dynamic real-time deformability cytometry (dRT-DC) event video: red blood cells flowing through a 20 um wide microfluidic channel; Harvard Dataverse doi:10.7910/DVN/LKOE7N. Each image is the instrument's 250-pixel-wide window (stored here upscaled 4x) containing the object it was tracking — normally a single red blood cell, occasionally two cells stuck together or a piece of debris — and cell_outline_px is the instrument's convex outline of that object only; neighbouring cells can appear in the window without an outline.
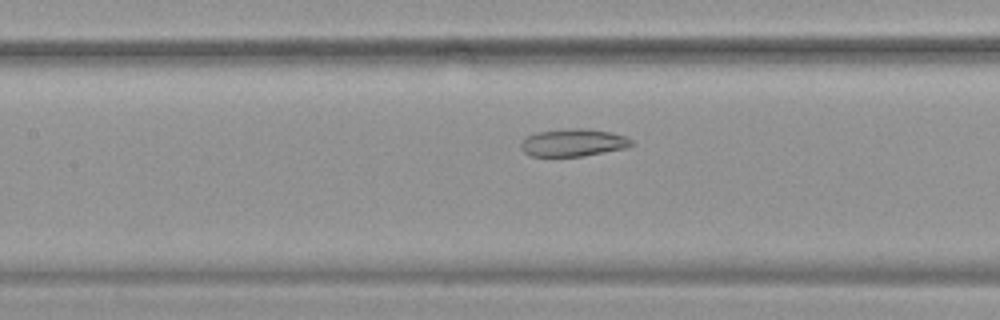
{"species": "common noctule bat (a hibernating species)", "species_latin": "Nyctalus noctula", "temperature_condition": "warm", "stored_images_in_passage": 48, "camera_frame_rate_fps": 3000, "um_per_image_px": 0.085, "animal": {"sex": "female", "body_mass_g": 19.9}, "frame": {"image": 1, "passage_image": 19, "time_ms": 6.0, "image_size_px": [1000, 320], "cell_outline_px": [[632, 144], [624, 148], [584, 156], [532, 156], [524, 152], [520, 148], [520, 144], [528, 136], [536, 132], [572, 128], [588, 128], [612, 132], [624, 136], [632, 140]], "centroid_in_image_um": [48.71, 12.12], "position_along_channel_um": 158.7, "area_um2": 17.63}}
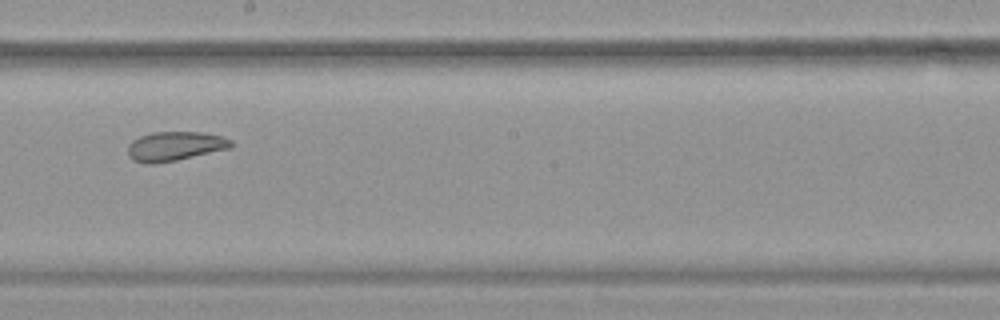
{"frame": {"image": 2, "passage_image": 25, "time_ms": 8.0, "image_size_px": [1000, 320], "cell_outline_px": [[232, 148], [176, 160], [156, 164], [144, 164], [132, 160], [128, 156], [128, 144], [132, 140], [140, 136], [152, 132], [204, 132], [220, 136], [232, 140]], "centroid_in_image_um": [14.84, 12.43], "position_along_channel_um": 233.4, "area_um2": 17.8}}
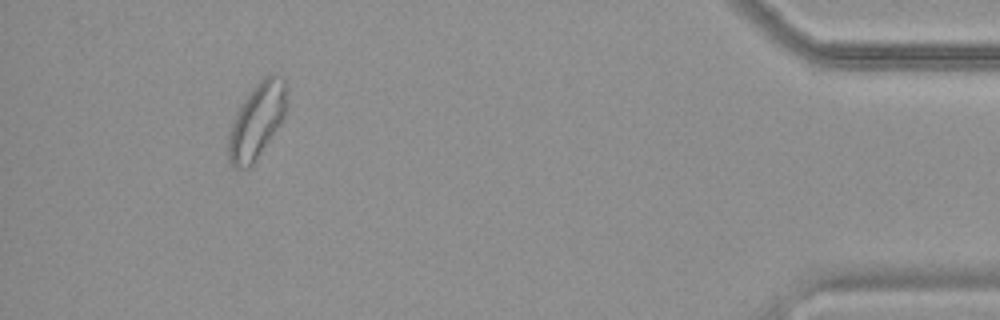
{"frame": {"image": 3, "passage_image": 44, "time_ms": 14.333, "image_size_px": [1000, 320], "cell_outline_px": [[288, 108], [280, 124], [252, 168], [232, 168], [228, 160], [228, 132], [232, 120], [240, 104], [252, 88], [264, 76], [272, 72], [276, 72], [284, 76]], "centroid_in_image_um": [21.84, 10.26], "position_along_channel_um": 413.4, "area_um2": 26.41}, "authors_computed_cell_mechanics": {"area_um2": 22.6576, "velocity_mm_per_s": 3.7546, "shape_relaxation_time_tau1_ms": null, "shape_relaxation_time_tau2_ms": 3.0538, "deformation_change_tau1": null, "deformation_change_tau2": 0.0911}}